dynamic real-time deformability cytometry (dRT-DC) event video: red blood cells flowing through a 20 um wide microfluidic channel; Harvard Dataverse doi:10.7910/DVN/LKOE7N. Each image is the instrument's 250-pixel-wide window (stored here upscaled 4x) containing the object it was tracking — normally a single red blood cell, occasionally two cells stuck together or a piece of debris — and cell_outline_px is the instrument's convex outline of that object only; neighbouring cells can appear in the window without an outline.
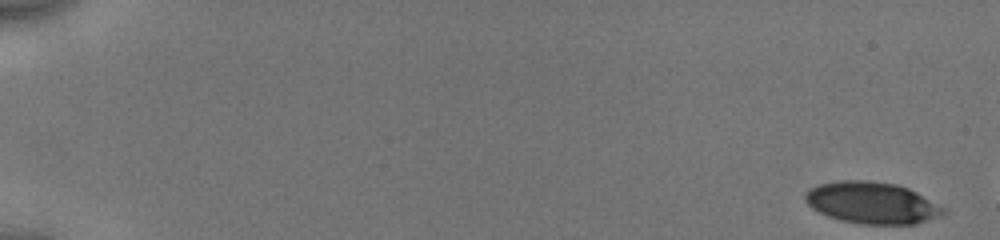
{"species": "human", "species_latin": "Homo sapiens", "temperature_condition": "cold", "stored_images_in_passage": 19, "camera_frame_rate_fps": 3000, "um_per_image_px": 0.085, "donor": {"sex": "male"}, "frame": {"image": 1, "passage_image": 1, "time_ms": 0.0, "image_size_px": [1000, 240], "cell_outline_px": [[948, 212], [916, 224], [860, 224], [840, 220], [828, 216], [812, 208], [804, 200], [804, 192], [808, 188], [820, 184], [840, 180], [868, 180], [896, 184], [908, 188], [948, 208]], "centroid_in_image_um": [74.11, 17.23], "position_along_channel_um": 10.9, "area_um2": 33.81}}